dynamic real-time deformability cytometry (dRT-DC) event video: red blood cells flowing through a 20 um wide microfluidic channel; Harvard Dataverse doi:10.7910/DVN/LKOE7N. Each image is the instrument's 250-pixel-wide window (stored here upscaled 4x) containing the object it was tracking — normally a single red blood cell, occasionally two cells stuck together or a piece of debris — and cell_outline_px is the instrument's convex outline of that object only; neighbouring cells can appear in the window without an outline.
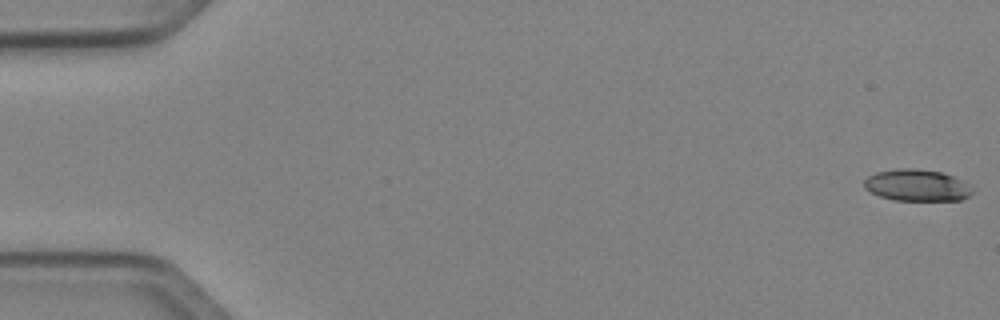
{"species": "Egyptian fruit bat (a non-hibernating species)", "species_latin": "Rousettus aegyptiacus", "temperature_condition": "cold", "stored_images_in_passage": 10, "camera_frame_rate_fps": 3000, "um_per_image_px": 0.085, "animal": {"sex": "female"}, "frame": {"image": 1, "passage_image": 1, "time_ms": 0.0, "image_size_px": [1000, 320], "cell_outline_px": [[972, 192], [968, 196], [960, 200], [892, 200], [880, 196], [864, 188], [864, 180], [868, 176], [876, 172], [896, 168], [916, 168], [940, 172], [952, 176], [968, 184], [972, 188]], "centroid_in_image_um": [77.9, 15.74], "position_along_channel_um": 7.1, "area_um2": 19.88}}